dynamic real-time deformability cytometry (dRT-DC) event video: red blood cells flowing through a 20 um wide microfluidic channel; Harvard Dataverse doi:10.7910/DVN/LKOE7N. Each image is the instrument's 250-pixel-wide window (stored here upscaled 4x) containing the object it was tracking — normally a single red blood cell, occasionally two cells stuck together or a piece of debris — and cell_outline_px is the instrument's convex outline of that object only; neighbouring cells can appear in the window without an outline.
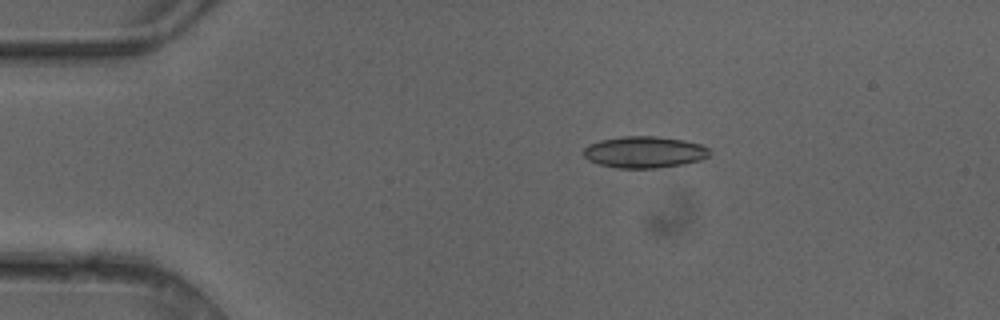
{"species": "common noctule bat (a hibernating species)", "species_latin": "Nyctalus noctula", "temperature_condition": "cold", "stored_images_in_passage": 5, "camera_frame_rate_fps": 3000, "um_per_image_px": 0.085, "animal": {"sex": "female"}, "frame": {"image": 1, "passage_image": 3, "time_ms": 0.667, "image_size_px": [1000, 320], "cell_outline_px": [[712, 152], [708, 156], [700, 160], [684, 164], [656, 168], [616, 168], [600, 164], [588, 160], [584, 156], [584, 148], [588, 144], [600, 140], [624, 136], [656, 136], [684, 140], [700, 144], [708, 148]], "centroid_in_image_um": [54.78, 12.93], "position_along_channel_um": 30.2, "area_um2": 23.24}}
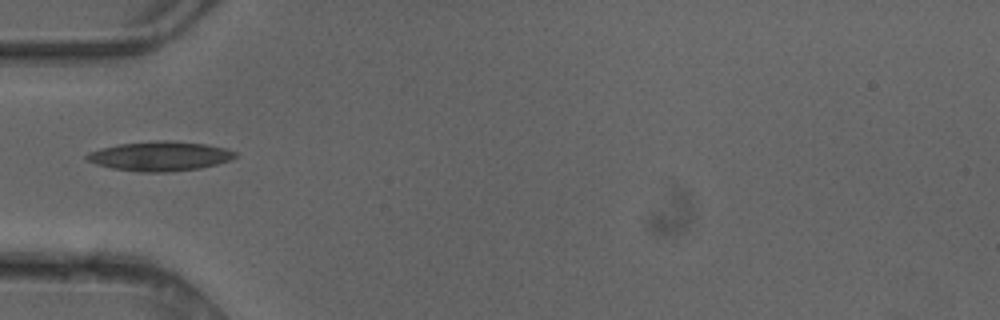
{"frame": {"image": 2, "passage_image": 5, "time_ms": 1.333, "image_size_px": [1000, 320], "cell_outline_px": [[236, 156], [232, 160], [200, 168], [168, 172], [136, 172], [112, 168], [96, 164], [88, 160], [84, 156], [88, 152], [100, 148], [120, 144], [156, 140], [168, 140], [208, 144], [224, 148], [236, 152]], "centroid_in_image_um": [13.59, 13.27], "position_along_channel_um": 71.4, "area_um2": 25.61}}